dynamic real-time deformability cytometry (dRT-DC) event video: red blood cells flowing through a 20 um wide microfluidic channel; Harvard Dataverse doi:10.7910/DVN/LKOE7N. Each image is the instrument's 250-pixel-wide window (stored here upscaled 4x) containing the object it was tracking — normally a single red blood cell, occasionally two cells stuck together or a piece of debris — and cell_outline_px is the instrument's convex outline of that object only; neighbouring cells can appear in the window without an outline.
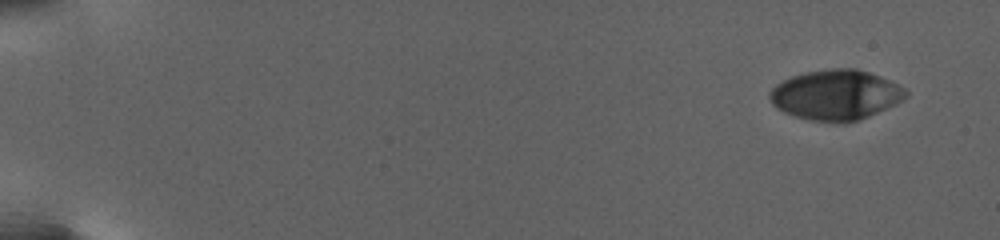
{"species": "human", "species_latin": "Homo sapiens", "temperature_condition": "warm", "stored_images_in_passage": 50, "camera_frame_rate_fps": 3000, "um_per_image_px": 0.085, "donor": {"sex": "female"}, "frame": {"image": 1, "passage_image": 1, "time_ms": 0.0, "image_size_px": [1000, 240], "cell_outline_px": [[908, 96], [868, 116], [856, 120], [812, 120], [796, 116], [784, 112], [776, 108], [772, 104], [768, 96], [768, 92], [776, 84], [792, 76], [804, 72], [832, 68], [856, 68], [868, 72], [888, 80], [904, 88], [908, 92]], "centroid_in_image_um": [70.98, 8.03], "position_along_channel_um": 14.0, "area_um2": 38.78}}
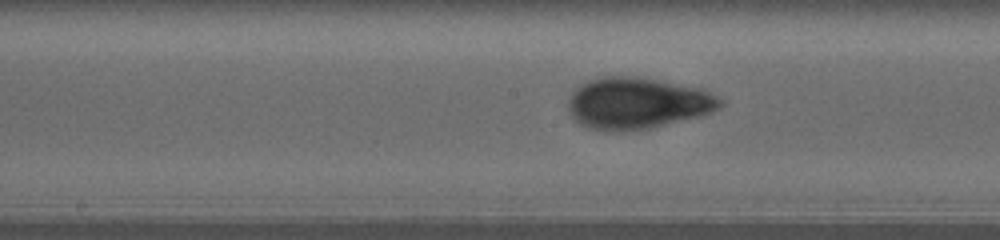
{"frame": {"image": 2, "passage_image": 20, "time_ms": 13.0, "image_size_px": [1000, 240], "cell_outline_px": [[724, 104], [720, 108], [700, 116], [648, 128], [620, 132], [608, 132], [588, 128], [580, 124], [572, 116], [568, 108], [568, 100], [572, 92], [580, 84], [588, 80], [604, 76], [632, 76], [656, 80], [700, 88], [716, 96]], "centroid_in_image_um": [54.12, 8.78], "position_along_channel_um": 194.1, "area_um2": 45.43}}
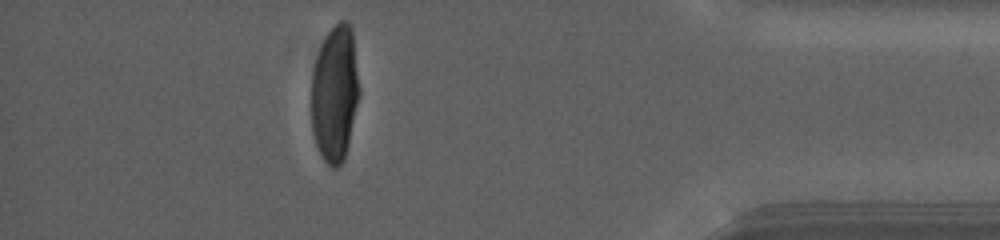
{"frame": {"image": 3, "passage_image": 43, "time_ms": 22.333, "image_size_px": [1000, 240], "cell_outline_px": [[360, 92], [348, 144], [344, 160], [336, 168], [332, 168], [324, 160], [316, 144], [312, 132], [312, 72], [316, 56], [328, 32], [340, 20], [348, 20], [352, 28], [360, 88]], "centroid_in_image_um": [28.47, 7.93], "position_along_channel_um": 406.7, "area_um2": 38.09}, "authors_computed_cell_mechanics": {"area_um2": 40.8068, "velocity_mm_per_s": 2.6706, "shape_relaxation_time_tau1_ms": 5.2694, "shape_relaxation_time_tau2_ms": 1.2064, "deformation_change_tau1": 0.1956, "deformation_change_tau2": 0.0549}}